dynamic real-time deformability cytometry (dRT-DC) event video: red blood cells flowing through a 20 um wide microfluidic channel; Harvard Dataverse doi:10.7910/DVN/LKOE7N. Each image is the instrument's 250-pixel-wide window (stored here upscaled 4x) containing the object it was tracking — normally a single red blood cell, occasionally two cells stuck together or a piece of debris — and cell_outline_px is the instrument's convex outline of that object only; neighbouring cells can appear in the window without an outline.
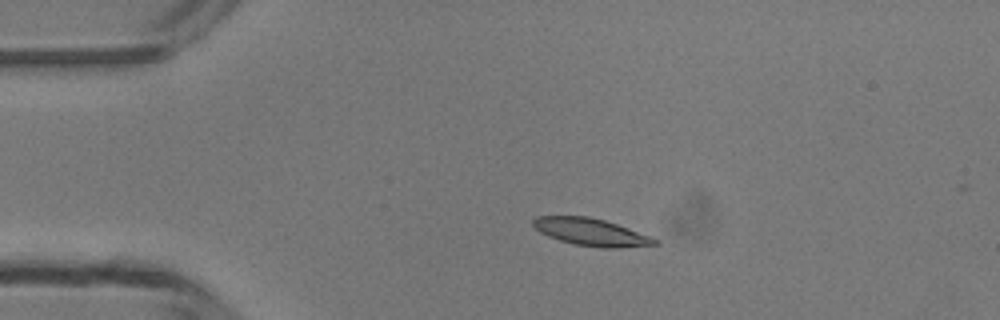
{"species": "common noctule bat (a hibernating species)", "species_latin": "Nyctalus noctula", "temperature_condition": "room temperature", "stored_images_in_passage": 4, "camera_frame_rate_fps": 3000, "um_per_image_px": 0.085, "animal": {"sex": "male", "body_mass_g": 13.3}, "frame": {"image": 1, "passage_image": 3, "time_ms": 2.333, "image_size_px": [1000, 320], "cell_outline_px": [[660, 244], [620, 248], [600, 248], [576, 244], [560, 240], [548, 236], [540, 232], [532, 224], [532, 220], [536, 216], [588, 216], [604, 220], [628, 228], [660, 240]], "centroid_in_image_um": [50.26, 19.73], "position_along_channel_um": 34.7, "area_um2": 19.31}}